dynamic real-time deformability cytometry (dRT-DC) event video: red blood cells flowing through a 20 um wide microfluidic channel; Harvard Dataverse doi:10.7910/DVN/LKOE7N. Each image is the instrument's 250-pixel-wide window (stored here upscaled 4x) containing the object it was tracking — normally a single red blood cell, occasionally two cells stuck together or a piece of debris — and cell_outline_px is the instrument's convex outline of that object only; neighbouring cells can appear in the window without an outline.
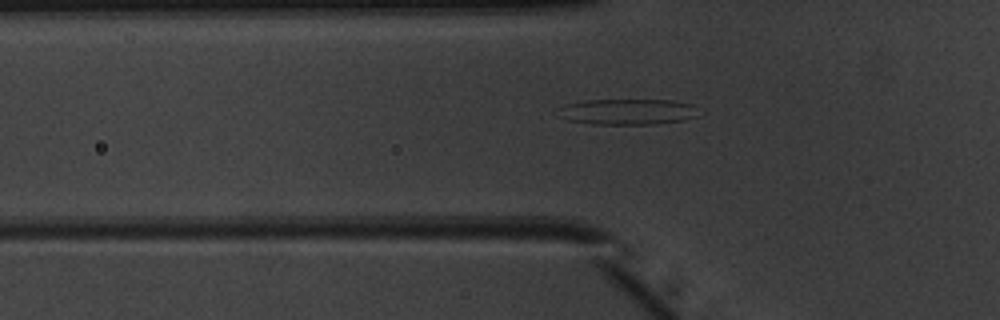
{"species": "common noctule bat (a hibernating species)", "species_latin": "Nyctalus noctula", "temperature_condition": "warm", "stored_images_in_passage": 34, "camera_frame_rate_fps": 3000, "um_per_image_px": 0.085, "animal": {"sex": "male", "body_mass_g": 20.1, "forearm_length_mm": 53.5}, "frame": {"image": 1, "passage_image": 2, "time_ms": 0.333, "image_size_px": [1000, 320], "cell_outline_px": [[704, 112], [700, 116], [684, 120], [656, 124], [592, 124], [568, 120], [560, 108], [564, 104], [584, 100], [672, 100], [692, 104]], "centroid_in_image_um": [53.51, 9.49], "position_along_channel_um": 72.3, "area_um2": 21.21}}
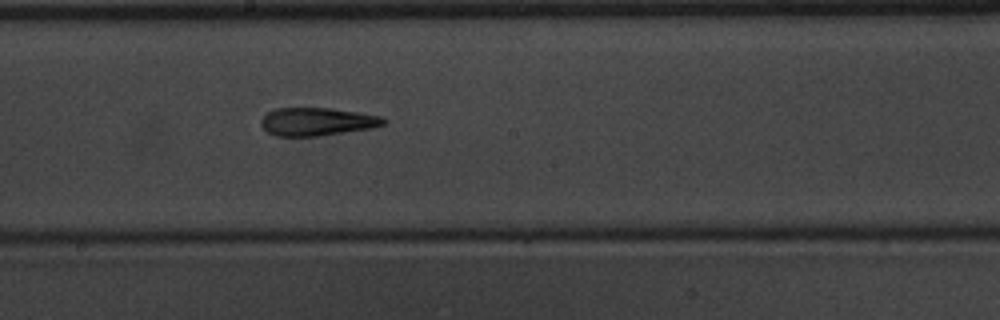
{"frame": {"image": 2, "passage_image": 13, "time_ms": 4.0, "image_size_px": [1000, 320], "cell_outline_px": [[388, 120], [384, 124], [372, 128], [320, 136], [276, 136], [268, 132], [260, 124], [260, 120], [268, 112], [276, 108], [332, 108], [360, 112], [380, 116]], "centroid_in_image_um": [26.96, 10.34], "position_along_channel_um": 221.2, "area_um2": 20.11}}
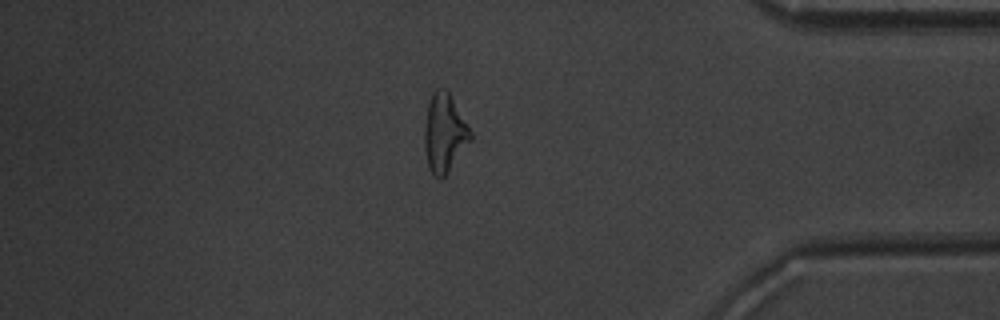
{"frame": {"image": 3, "passage_image": 28, "time_ms": 9.0, "image_size_px": [1000, 320], "cell_outline_px": [[472, 140], [444, 176], [440, 180], [432, 176], [428, 168], [424, 148], [424, 128], [428, 104], [432, 92], [436, 88], [444, 88], [448, 92], [472, 132]], "centroid_in_image_um": [37.75, 11.34], "position_along_channel_um": 397.4, "area_um2": 21.04}}